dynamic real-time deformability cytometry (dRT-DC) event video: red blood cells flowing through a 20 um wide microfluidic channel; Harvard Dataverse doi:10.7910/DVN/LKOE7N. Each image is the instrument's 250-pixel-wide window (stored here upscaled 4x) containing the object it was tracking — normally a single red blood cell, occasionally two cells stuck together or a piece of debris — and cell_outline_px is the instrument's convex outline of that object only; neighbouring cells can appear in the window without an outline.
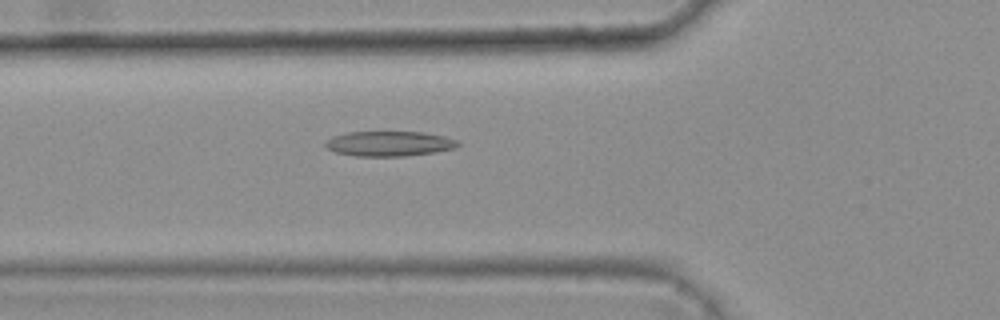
{"species": "common noctule bat (a hibernating species)", "species_latin": "Nyctalus noctula", "temperature_condition": "warm", "stored_images_in_passage": 48, "camera_frame_rate_fps": 3000, "um_per_image_px": 0.085, "animal": {"sex": "female", "body_mass_g": 25.1}, "frame": {"image": 1, "passage_image": 19, "time_ms": 6.0, "image_size_px": [1000, 320], "cell_outline_px": [[460, 144], [456, 148], [432, 152], [404, 156], [356, 156], [336, 152], [328, 148], [324, 144], [332, 136], [348, 132], [424, 132], [444, 136], [456, 140]], "centroid_in_image_um": [33.09, 12.2], "position_along_channel_um": 92.7, "area_um2": 19.13}}
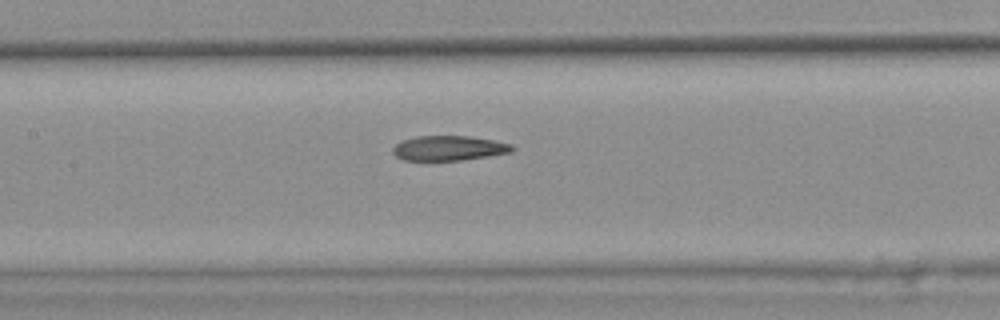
{"frame": {"image": 2, "passage_image": 25, "time_ms": 8.0, "image_size_px": [1000, 320], "cell_outline_px": [[516, 148], [512, 152], [488, 156], [460, 160], [404, 160], [396, 156], [392, 152], [392, 148], [400, 140], [416, 136], [468, 136], [492, 140], [512, 144]], "centroid_in_image_um": [38.14, 12.59], "position_along_channel_um": 169.3, "area_um2": 17.28}}
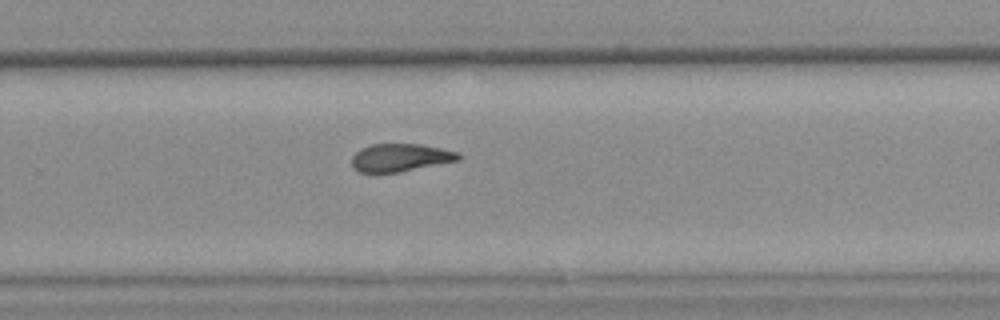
{"frame": {"image": 3, "passage_image": 35, "time_ms": 11.333, "image_size_px": [1000, 320], "cell_outline_px": [[460, 160], [400, 172], [360, 172], [352, 164], [352, 156], [360, 148], [372, 144], [420, 144], [460, 152]], "centroid_in_image_um": [34.05, 13.39], "position_along_channel_um": 295.7, "area_um2": 17.22}, "authors_computed_cell_mechanics": {"area_um2": 18.496, "velocity_mm_per_s": 3.8106, "shape_relaxation_time_tau1_ms": null, "shape_relaxation_time_tau2_ms": 6.1331, "deformation_change_tau1": null, "deformation_change_tau2": 0.1628}}